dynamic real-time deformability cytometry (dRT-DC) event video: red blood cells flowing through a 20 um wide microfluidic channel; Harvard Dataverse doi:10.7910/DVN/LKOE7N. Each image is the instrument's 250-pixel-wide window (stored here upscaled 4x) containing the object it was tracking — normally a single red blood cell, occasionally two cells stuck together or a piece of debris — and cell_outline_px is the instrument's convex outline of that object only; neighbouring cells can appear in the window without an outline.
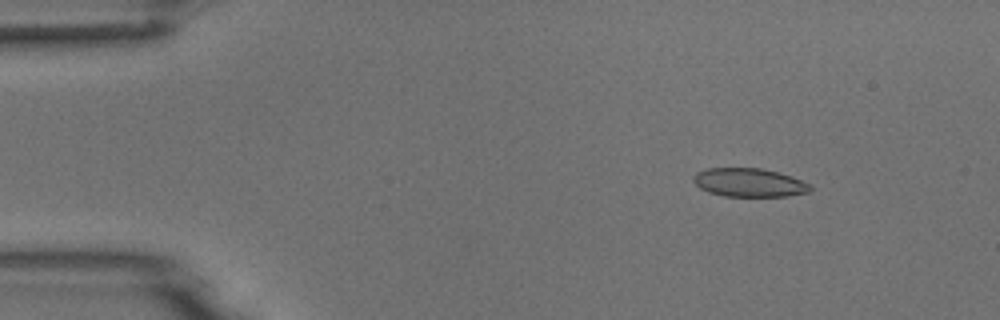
{"species": "common noctule bat (a hibernating species)", "species_latin": "Nyctalus noctula", "temperature_condition": "room temperature", "stored_images_in_passage": 8, "camera_frame_rate_fps": 3000, "um_per_image_px": 0.085, "animal": {"sex": "male", "body_mass_g": 18.8}, "frame": {"image": 1, "passage_image": 2, "time_ms": 1.333, "image_size_px": [1000, 320], "cell_outline_px": [[812, 188], [808, 192], [788, 196], [724, 196], [708, 192], [700, 188], [692, 180], [692, 176], [696, 172], [708, 168], [760, 168], [792, 176], [808, 184]], "centroid_in_image_um": [63.63, 15.52], "position_along_channel_um": 21.4, "area_um2": 19.36}}
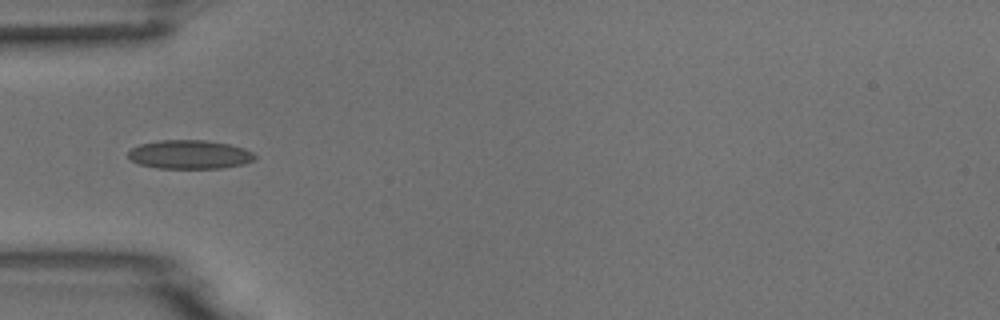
{"frame": {"image": 2, "passage_image": 5, "time_ms": 4.667, "image_size_px": [1000, 320], "cell_outline_px": [[256, 160], [244, 164], [220, 168], [156, 168], [140, 164], [132, 160], [128, 156], [128, 152], [132, 148], [140, 144], [160, 140], [204, 140], [228, 144], [244, 148], [252, 152], [256, 156]], "centroid_in_image_um": [16.14, 13.13], "position_along_channel_um": 68.9, "area_um2": 21.21}}